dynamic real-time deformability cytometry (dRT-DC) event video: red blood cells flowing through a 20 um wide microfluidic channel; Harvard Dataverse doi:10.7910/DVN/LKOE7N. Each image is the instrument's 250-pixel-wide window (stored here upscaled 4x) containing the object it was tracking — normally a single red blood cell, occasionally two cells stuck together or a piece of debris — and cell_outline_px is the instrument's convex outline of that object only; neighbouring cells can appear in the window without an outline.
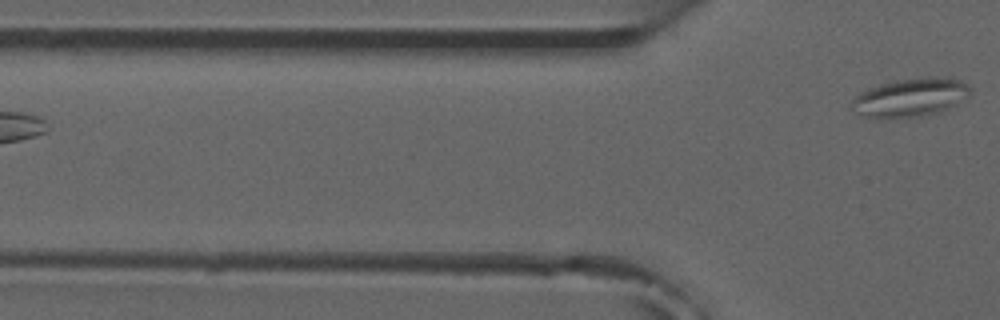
{"species": "common noctule bat (a hibernating species)", "species_latin": "Nyctalus noctula", "temperature_condition": "room temperature", "stored_images_in_passage": 4, "camera_frame_rate_fps": 3000, "um_per_image_px": 0.085, "animal": {"sex": "male", "forearm_length_mm": 52.5}, "frame": {"image": 1, "passage_image": 4, "time_ms": 3.667, "image_size_px": [1000, 320], "cell_outline_px": [[972, 92], [968, 96], [956, 104], [940, 112], [920, 116], [880, 120], [864, 116], [852, 112], [852, 100], [860, 92], [868, 88], [880, 84], [896, 80], [928, 76], [952, 76], [968, 84], [972, 88]], "centroid_in_image_um": [77.39, 8.28], "position_along_channel_um": 48.4, "area_um2": 27.34}}